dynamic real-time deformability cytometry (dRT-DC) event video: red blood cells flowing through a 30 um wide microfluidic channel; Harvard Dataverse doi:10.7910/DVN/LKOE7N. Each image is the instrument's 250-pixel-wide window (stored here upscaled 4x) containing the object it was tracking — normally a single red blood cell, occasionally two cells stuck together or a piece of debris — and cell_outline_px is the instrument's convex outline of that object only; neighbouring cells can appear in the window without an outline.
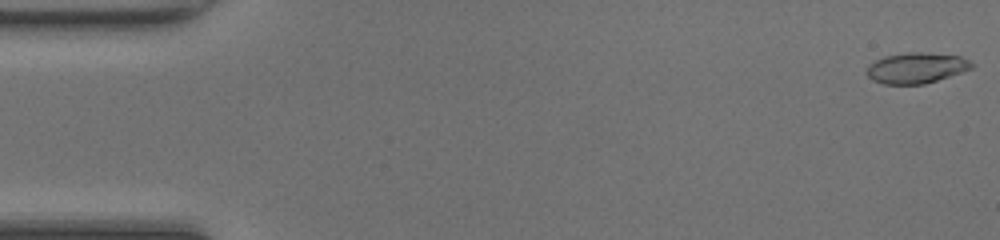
{"species": "common noctule bat (a hibernating species)", "species_latin": "Nyctalus noctula", "temperature_condition": "room temperature", "stored_images_in_passage": 46, "camera_frame_rate_fps": 3000, "um_per_image_px": 0.085, "animal": {"sex": "female", "body_mass_g": 20.0, "forearm_length_mm": 54.0}, "frame": {"image": 1, "passage_image": 1, "time_ms": 0.0, "image_size_px": [1000, 240], "cell_outline_px": [[968, 64], [964, 68], [944, 76], [920, 84], [888, 84], [876, 80], [868, 72], [872, 64], [880, 60], [892, 56], [956, 56]], "centroid_in_image_um": [77.74, 5.85], "position_along_channel_um": 7.3, "area_um2": 15.43}}
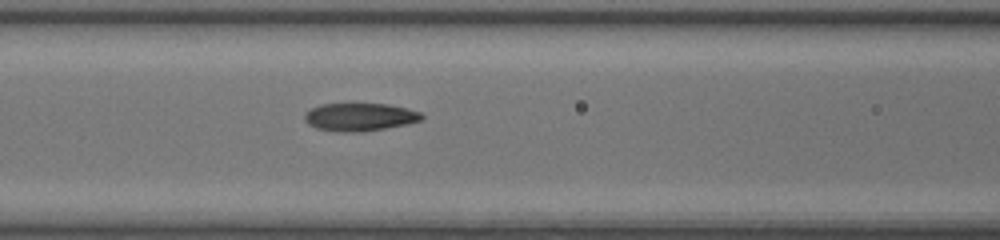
{"frame": {"image": 2, "passage_image": 20, "time_ms": 6.333, "image_size_px": [1000, 240], "cell_outline_px": [[420, 116], [416, 120], [400, 124], [380, 128], [324, 128], [312, 124], [308, 120], [308, 112], [316, 108], [328, 104], [380, 104], [400, 108], [416, 112]], "centroid_in_image_um": [30.58, 9.87], "position_along_channel_um": 136.0, "area_um2": 16.01}}
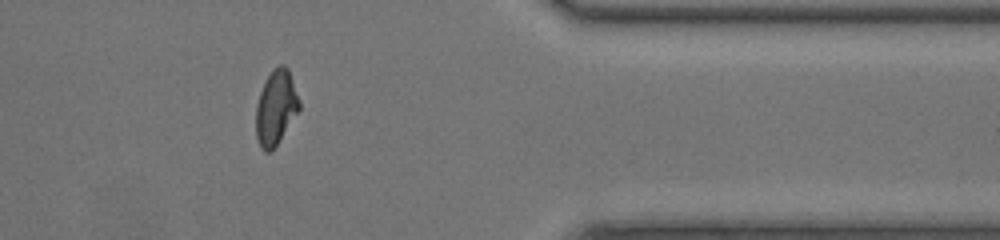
{"frame": {"image": 3, "passage_image": 39, "time_ms": 12.667, "image_size_px": [1000, 240], "cell_outline_px": [[300, 108], [276, 144], [268, 152], [260, 144], [256, 132], [256, 108], [264, 84], [268, 76], [276, 68], [284, 68], [288, 72], [300, 104]], "centroid_in_image_um": [23.44, 9.18], "position_along_channel_um": 388.0, "area_um2": 17.34}}